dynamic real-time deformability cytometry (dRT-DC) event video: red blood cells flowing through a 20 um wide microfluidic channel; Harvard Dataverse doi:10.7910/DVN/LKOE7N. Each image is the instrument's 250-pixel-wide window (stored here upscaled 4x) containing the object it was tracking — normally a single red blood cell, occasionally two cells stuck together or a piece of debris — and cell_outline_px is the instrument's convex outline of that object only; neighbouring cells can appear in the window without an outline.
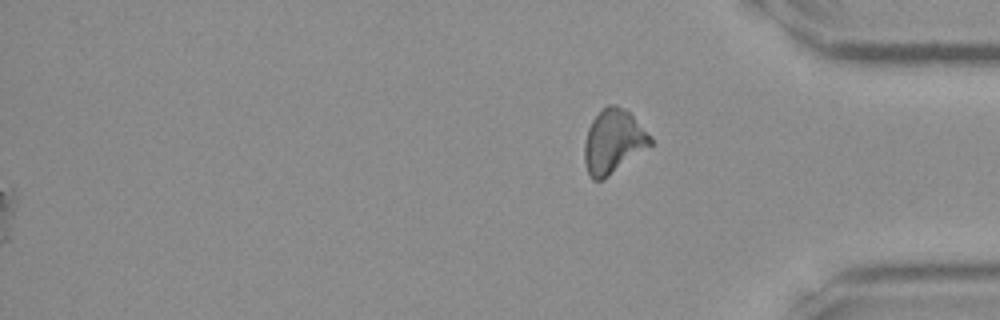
{"species": "Egyptian fruit bat (a non-hibernating species)", "species_latin": "Rousettus aegyptiacus", "temperature_condition": "room temperature", "stored_images_in_passage": 35, "segment_of_instrument_passage": [2, 2], "camera_frame_rate_fps": 3000, "um_per_image_px": 0.085, "frame": {"image": 1, "passage_image": 35, "time_ms": 11.333, "image_size_px": [1000, 320], "cell_outline_px": [[652, 144], [604, 180], [592, 180], [588, 176], [584, 160], [584, 144], [588, 128], [592, 120], [608, 104], [616, 104], [624, 108], [652, 136]], "centroid_in_image_um": [52.11, 12.05], "position_along_channel_um": 383.1, "area_um2": 24.51}}